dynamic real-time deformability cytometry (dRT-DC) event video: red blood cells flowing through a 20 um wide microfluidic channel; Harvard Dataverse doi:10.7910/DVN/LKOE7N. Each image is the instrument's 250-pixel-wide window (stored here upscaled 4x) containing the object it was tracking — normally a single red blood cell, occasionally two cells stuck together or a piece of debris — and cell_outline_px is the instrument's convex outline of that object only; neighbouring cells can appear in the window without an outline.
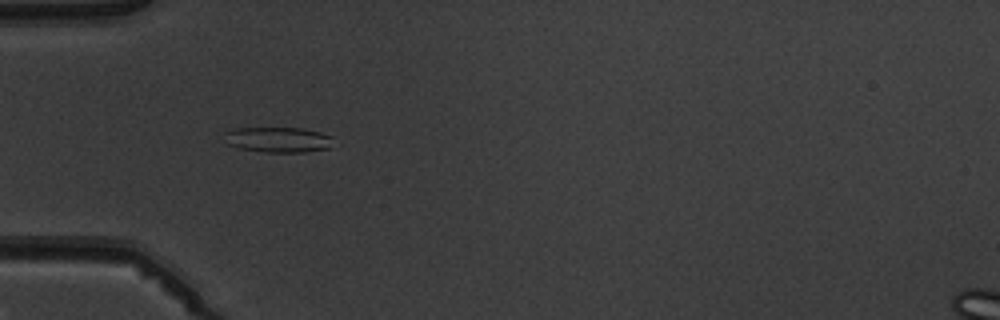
{"species": "common noctule bat (a hibernating species)", "species_latin": "Nyctalus noctula", "temperature_condition": "warm", "stored_images_in_passage": 6, "camera_frame_rate_fps": 3000, "um_per_image_px": 0.085, "animal": {"sex": "male", "body_mass_g": 19.5, "forearm_length_mm": 54.6}, "frame": {"image": 1, "passage_image": 4, "time_ms": 3.333, "image_size_px": [1000, 320], "cell_outline_px": [[332, 148], [304, 152], [264, 152], [240, 148], [228, 144], [224, 132], [236, 128], [304, 128], [320, 132], [332, 136]], "centroid_in_image_um": [23.69, 11.87], "position_along_channel_um": 61.3, "area_um2": 16.13}}
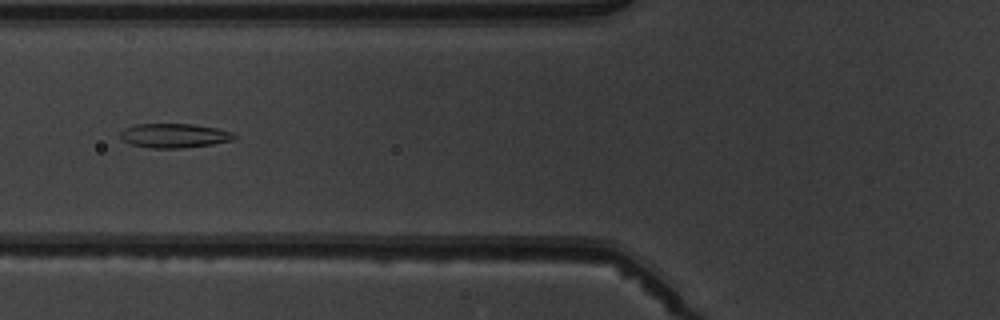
{"frame": {"image": 2, "passage_image": 5, "time_ms": 4.667, "image_size_px": [1000, 320], "cell_outline_px": [[236, 140], [212, 144], [184, 148], [152, 148], [132, 144], [124, 140], [120, 136], [120, 132], [124, 128], [136, 124], [192, 124], [216, 128], [232, 132], [236, 136]], "centroid_in_image_um": [14.84, 11.53], "position_along_channel_um": 111.0, "area_um2": 16.07}}
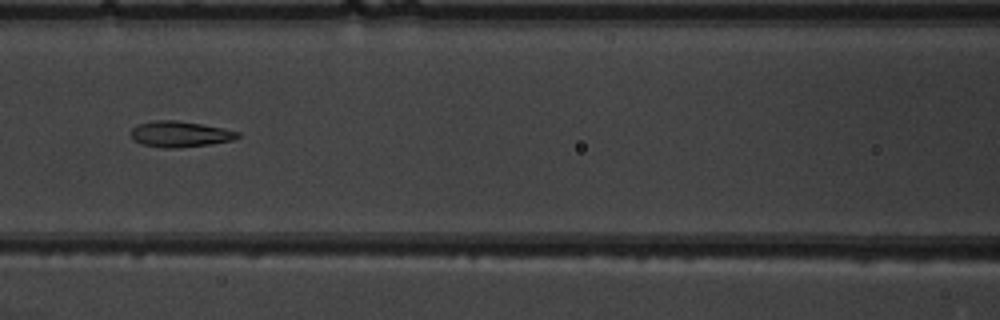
{"frame": {"image": 3, "passage_image": 6, "time_ms": 5.667, "image_size_px": [1000, 320], "cell_outline_px": [[240, 136], [232, 140], [208, 144], [180, 148], [164, 148], [140, 144], [132, 140], [132, 128], [136, 124], [156, 120], [176, 120], [224, 128], [240, 132]], "centroid_in_image_um": [15.27, 11.4], "position_along_channel_um": 151.3, "area_um2": 16.13}}